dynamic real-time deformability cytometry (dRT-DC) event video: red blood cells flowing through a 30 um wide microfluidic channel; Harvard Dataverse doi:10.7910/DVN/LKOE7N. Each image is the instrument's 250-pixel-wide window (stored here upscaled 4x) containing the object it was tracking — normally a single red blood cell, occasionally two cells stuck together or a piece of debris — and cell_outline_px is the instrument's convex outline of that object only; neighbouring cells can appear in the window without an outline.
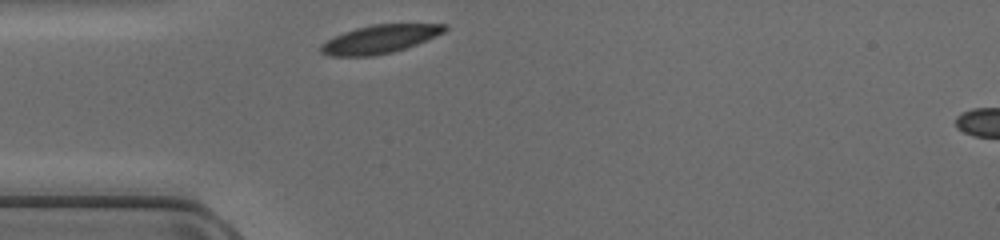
{"species": "common noctule bat (a hibernating species)", "species_latin": "Nyctalus noctula", "temperature_condition": "cold", "stored_images_in_passage": 25, "camera_frame_rate_fps": 3000, "um_per_image_px": 0.085, "animal": {"sex": "female", "body_mass_g": 17.0, "forearm_length_mm": 48.0}, "frame": {"image": 1, "passage_image": 1, "time_ms": 0.0, "image_size_px": [1000, 240], "cell_outline_px": [[448, 28], [444, 32], [416, 44], [392, 52], [372, 56], [328, 56], [320, 52], [320, 44], [344, 32], [356, 28], [372, 24], [448, 24]], "centroid_in_image_um": [32.26, 3.33], "position_along_channel_um": 52.7, "area_um2": 20.23}}
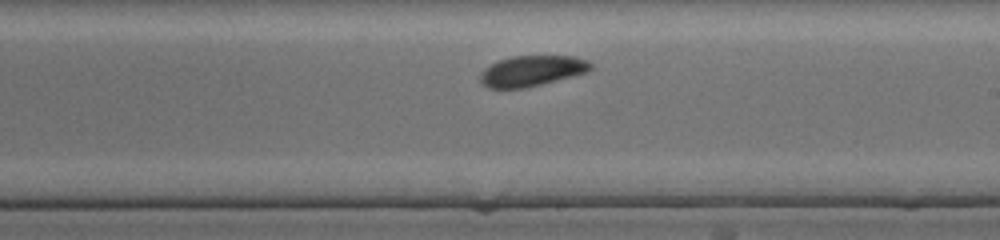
{"frame": {"image": 2, "passage_image": 15, "time_ms": 4.667, "image_size_px": [1000, 240], "cell_outline_px": [[592, 68], [588, 72], [524, 88], [488, 88], [480, 80], [480, 72], [484, 68], [500, 60], [512, 56], [576, 56], [588, 60], [592, 64]], "centroid_in_image_um": [45.22, 6.01], "position_along_channel_um": 243.8, "area_um2": 19.59}}
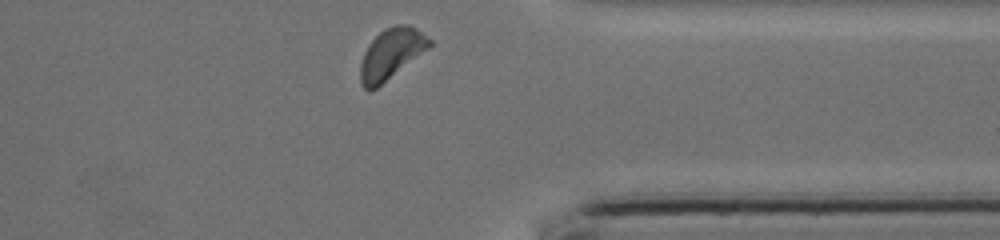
{"frame": {"image": 3, "passage_image": 25, "time_ms": 8.0, "image_size_px": [1000, 240], "cell_outline_px": [[432, 44], [428, 48], [376, 88], [368, 92], [360, 84], [360, 64], [364, 52], [368, 44], [384, 28], [396, 24], [408, 24], [416, 28], [432, 40]], "centroid_in_image_um": [33.22, 4.56], "position_along_channel_um": 378.2, "area_um2": 20.17}}